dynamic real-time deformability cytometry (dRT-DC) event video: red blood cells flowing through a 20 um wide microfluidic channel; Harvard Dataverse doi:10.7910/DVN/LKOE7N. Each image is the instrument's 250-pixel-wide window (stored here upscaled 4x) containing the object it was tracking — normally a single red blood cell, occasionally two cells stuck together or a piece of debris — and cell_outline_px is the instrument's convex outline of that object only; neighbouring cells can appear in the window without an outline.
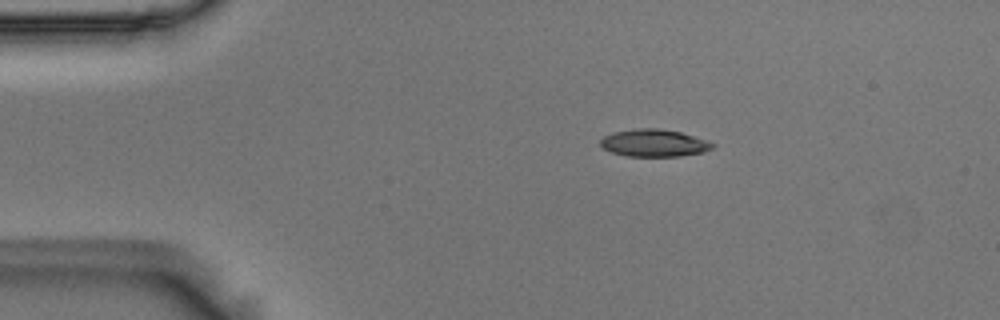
{"species": "Egyptian fruit bat (a non-hibernating species)", "species_latin": "Rousettus aegyptiacus", "temperature_condition": "room temperature", "stored_images_in_passage": 4, "camera_frame_rate_fps": 3000, "um_per_image_px": 0.085, "animal": {"sex": "male"}, "frame": {"image": 1, "passage_image": 1, "time_ms": 0.0, "image_size_px": [1000, 320], "cell_outline_px": [[716, 144], [712, 148], [704, 152], [680, 156], [628, 156], [612, 152], [604, 148], [600, 144], [600, 140], [604, 136], [612, 132], [640, 128], [656, 128], [680, 132], [708, 140]], "centroid_in_image_um": [55.62, 12.15], "position_along_channel_um": 29.4, "area_um2": 17.8}}
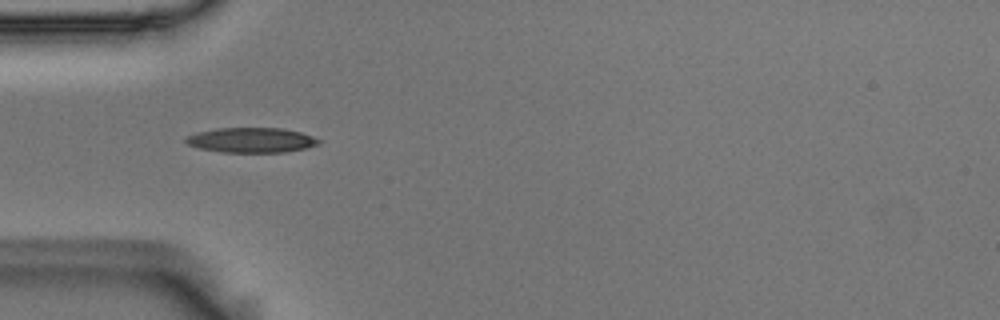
{"frame": {"image": 2, "passage_image": 3, "time_ms": 0.667, "image_size_px": [1000, 320], "cell_outline_px": [[324, 140], [320, 144], [304, 148], [284, 152], [220, 152], [200, 148], [188, 144], [184, 140], [188, 136], [196, 132], [216, 128], [280, 128], [300, 132]], "centroid_in_image_um": [21.39, 11.9], "position_along_channel_um": 63.6, "area_um2": 19.31}}
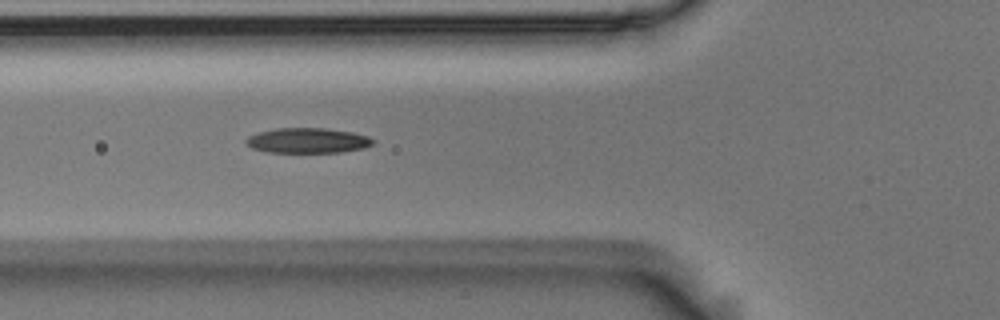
{"frame": {"image": 3, "passage_image": 4, "time_ms": 1.0, "image_size_px": [1000, 320], "cell_outline_px": [[376, 140], [372, 144], [364, 148], [340, 152], [268, 152], [252, 148], [244, 140], [248, 136], [260, 132], [276, 128], [324, 128], [352, 132], [368, 136]], "centroid_in_image_um": [26.17, 11.94], "position_along_channel_um": 99.6, "area_um2": 18.5}}